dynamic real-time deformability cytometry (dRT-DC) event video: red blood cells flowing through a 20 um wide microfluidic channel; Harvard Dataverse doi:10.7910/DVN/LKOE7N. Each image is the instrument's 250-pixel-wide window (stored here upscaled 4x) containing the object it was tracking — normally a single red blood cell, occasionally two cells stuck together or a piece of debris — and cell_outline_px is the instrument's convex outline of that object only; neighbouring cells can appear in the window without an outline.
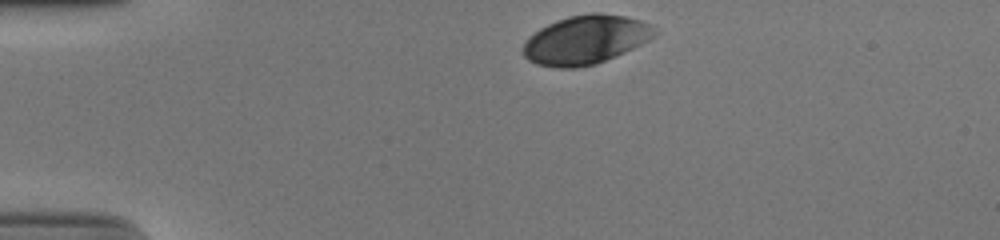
{"species": "human", "species_latin": "Homo sapiens", "temperature_condition": "cold", "stored_images_in_passage": 33, "camera_frame_rate_fps": 3000, "um_per_image_px": 0.085, "donor": {"sex": "male"}, "frame": {"image": 1, "passage_image": 1, "time_ms": 0.0, "image_size_px": [1000, 240], "cell_outline_px": [[660, 32], [656, 36], [616, 56], [596, 64], [576, 68], [556, 68], [536, 64], [528, 60], [524, 56], [524, 44], [528, 36], [540, 28], [556, 20], [568, 16], [592, 12], [600, 12], [624, 16], [640, 20], [652, 24]], "centroid_in_image_um": [49.8, 3.37], "position_along_channel_um": 35.2, "area_um2": 37.69}}
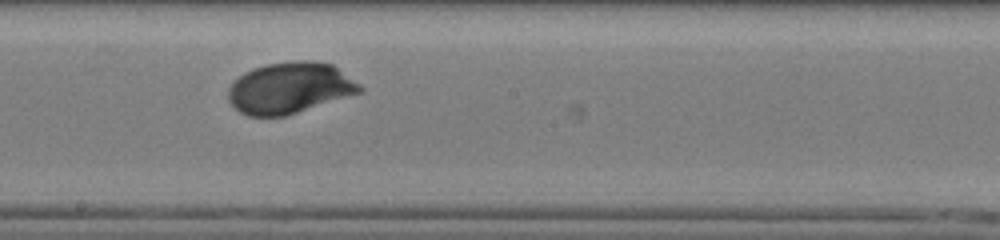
{"frame": {"image": 2, "passage_image": 20, "time_ms": 6.333, "image_size_px": [1000, 240], "cell_outline_px": [[364, 88], [360, 92], [284, 116], [248, 116], [240, 112], [228, 100], [228, 88], [244, 72], [252, 68], [268, 64], [292, 60], [312, 60], [332, 64], [360, 84]], "centroid_in_image_um": [24.61, 7.46], "position_along_channel_um": 223.6, "area_um2": 38.9}}
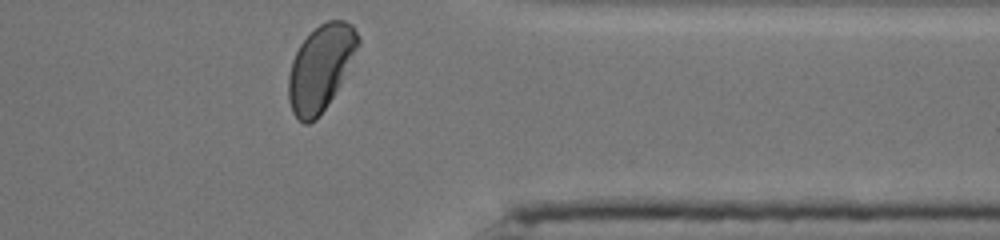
{"frame": {"image": 3, "passage_image": 33, "time_ms": 10.667, "image_size_px": [1000, 240], "cell_outline_px": [[360, 44], [328, 104], [316, 120], [308, 124], [304, 124], [292, 112], [288, 100], [288, 76], [292, 60], [300, 44], [320, 24], [328, 20], [344, 20], [352, 24], [360, 36]], "centroid_in_image_um": [27.24, 5.76], "position_along_channel_um": 384.2, "area_um2": 34.28}, "authors_computed_cell_mechanics": {"area_um2": 37.9168, "velocity_mm_per_s": 3.8557, "shape_relaxation_time_tau1_ms": 1.9776, "shape_relaxation_time_tau2_ms": null, "deformation_change_tau1": 0.1237, "deformation_change_tau2": null}}